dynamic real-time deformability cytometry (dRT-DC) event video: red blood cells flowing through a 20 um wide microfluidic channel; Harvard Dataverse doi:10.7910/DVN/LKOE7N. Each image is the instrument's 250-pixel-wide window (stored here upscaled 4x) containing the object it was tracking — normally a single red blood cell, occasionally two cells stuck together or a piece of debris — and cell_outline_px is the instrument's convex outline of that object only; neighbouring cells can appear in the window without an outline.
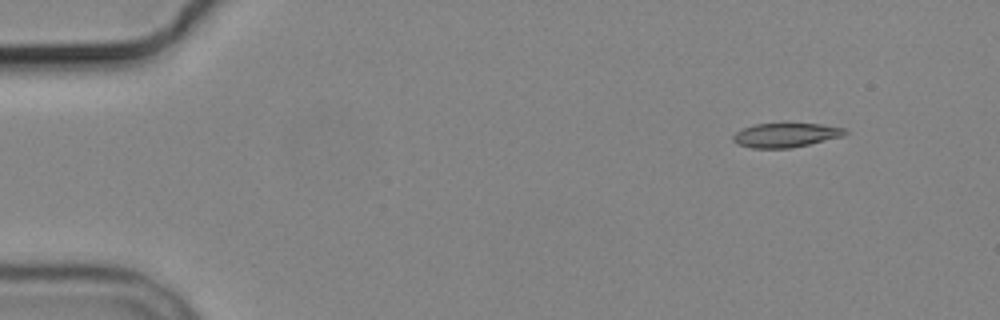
{"species": "common noctule bat (a hibernating species)", "species_latin": "Nyctalus noctula", "temperature_condition": "cold", "stored_images_in_passage": 4, "camera_frame_rate_fps": 3000, "um_per_image_px": 0.085, "animal": {"sex": "male", "body_mass_g": 19.2, "forearm_length_mm": 51.8}, "frame": {"image": 1, "passage_image": 1, "time_ms": 0.0, "image_size_px": [1000, 320], "cell_outline_px": [[848, 132], [844, 136], [792, 148], [752, 148], [736, 144], [732, 140], [732, 136], [736, 132], [744, 128], [756, 124], [820, 124], [844, 128]], "centroid_in_image_um": [66.78, 11.5], "position_along_channel_um": 18.2, "area_um2": 15.72}}
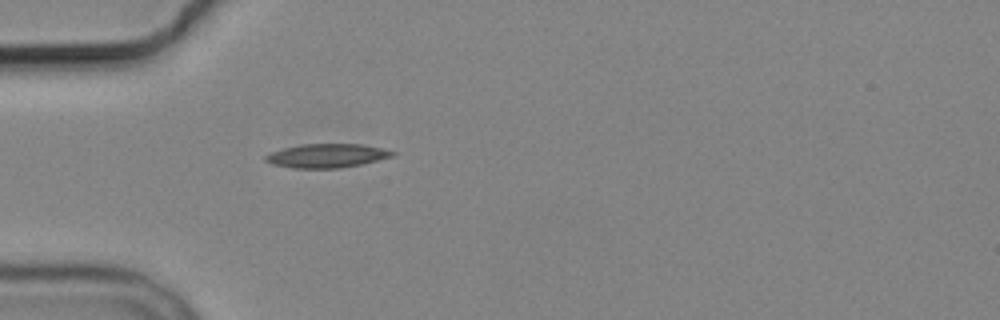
{"frame": {"image": 2, "passage_image": 4, "time_ms": 3.667, "image_size_px": [1000, 320], "cell_outline_px": [[396, 152], [392, 156], [360, 164], [340, 168], [296, 168], [272, 164], [264, 160], [264, 156], [272, 152], [284, 148], [300, 144], [360, 144], [380, 148]], "centroid_in_image_um": [27.73, 13.23], "position_along_channel_um": 57.3, "area_um2": 17.34}}